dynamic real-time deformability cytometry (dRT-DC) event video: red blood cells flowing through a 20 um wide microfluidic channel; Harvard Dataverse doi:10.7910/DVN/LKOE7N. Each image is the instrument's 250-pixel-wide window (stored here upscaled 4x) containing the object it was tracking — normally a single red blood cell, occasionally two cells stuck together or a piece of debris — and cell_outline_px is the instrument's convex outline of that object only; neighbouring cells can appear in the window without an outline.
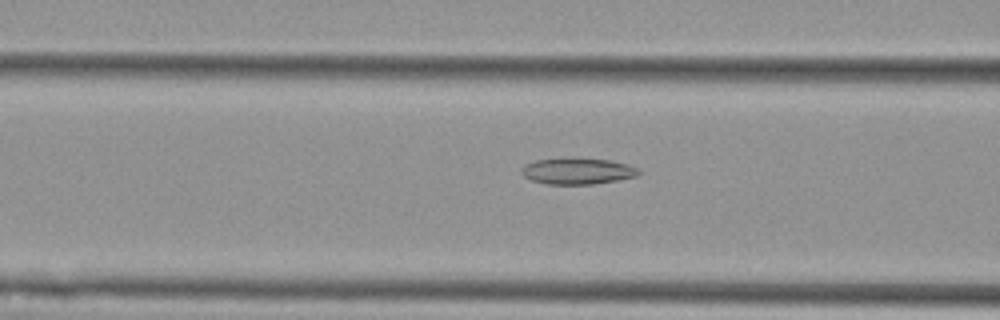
{"species": "Egyptian fruit bat (a non-hibernating species)", "species_latin": "Rousettus aegyptiacus", "temperature_condition": "cold", "stored_images_in_passage": 37, "camera_frame_rate_fps": 3000, "um_per_image_px": 0.085, "animal": {"sex": "female"}, "frame": {"image": 1, "passage_image": 9, "time_ms": 2.667, "image_size_px": [1000, 320], "cell_outline_px": [[640, 172], [636, 176], [616, 180], [592, 184], [548, 184], [532, 180], [524, 176], [520, 172], [520, 168], [524, 164], [536, 160], [608, 160], [628, 164], [636, 168]], "centroid_in_image_um": [49.05, 14.57], "position_along_channel_um": 117.5, "area_um2": 17.17}}
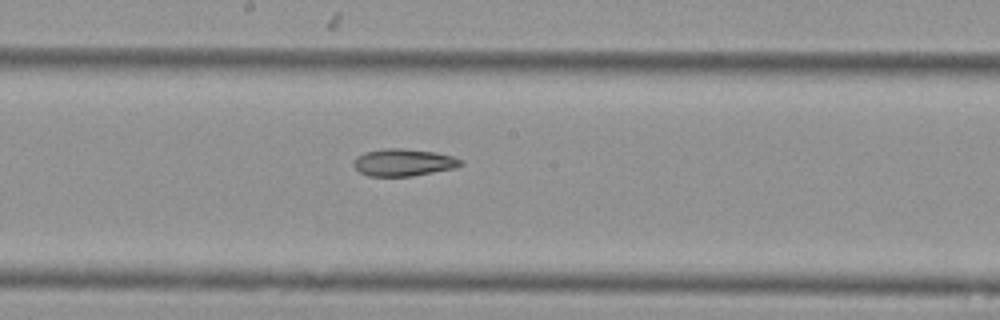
{"frame": {"image": 2, "passage_image": 17, "time_ms": 5.333, "image_size_px": [1000, 320], "cell_outline_px": [[464, 164], [456, 168], [412, 176], [368, 176], [360, 172], [352, 164], [352, 160], [356, 156], [364, 152], [384, 148], [404, 148], [436, 152], [452, 156], [464, 160]], "centroid_in_image_um": [34.3, 13.8], "position_along_channel_um": 213.9, "area_um2": 17.28}}
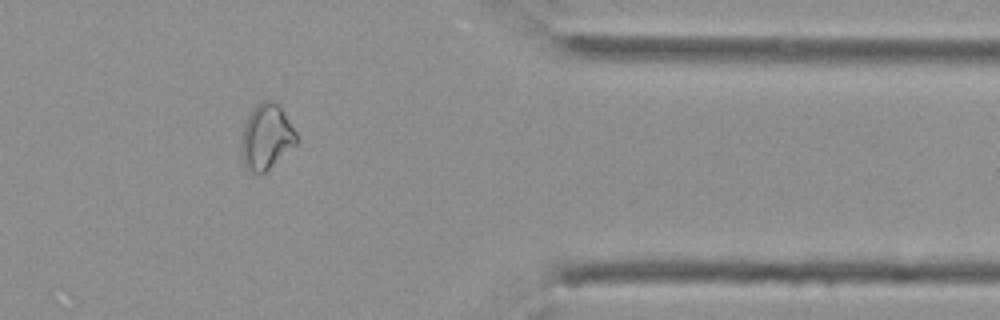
{"frame": {"image": 3, "passage_image": 33, "time_ms": 10.667, "image_size_px": [1000, 320], "cell_outline_px": [[296, 144], [264, 172], [252, 172], [244, 168], [240, 152], [240, 148], [244, 124], [252, 108], [256, 104], [264, 100], [272, 100], [280, 108], [296, 132]], "centroid_in_image_um": [22.59, 11.63], "position_along_channel_um": 388.8, "area_um2": 20.63}, "authors_computed_cell_mechanics": {"area_um2": 17.8602, "velocity_mm_per_s": 3.6257, "shape_relaxation_time_tau1_ms": null, "shape_relaxation_time_tau2_ms": 10.5961, "deformation_change_tau1": null, "deformation_change_tau2": 0.1817}}